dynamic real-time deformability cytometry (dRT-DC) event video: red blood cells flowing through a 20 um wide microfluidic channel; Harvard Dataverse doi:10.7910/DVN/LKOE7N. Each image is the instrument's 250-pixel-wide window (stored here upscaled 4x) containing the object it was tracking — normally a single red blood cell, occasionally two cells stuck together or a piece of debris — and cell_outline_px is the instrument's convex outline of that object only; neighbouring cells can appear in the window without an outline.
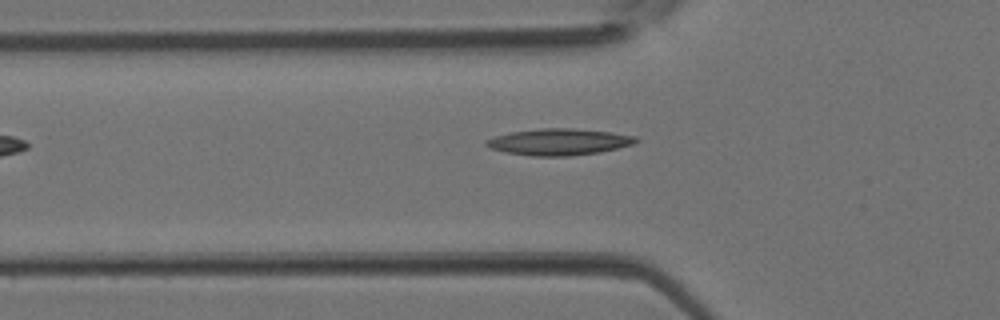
{"species": "Egyptian fruit bat (a non-hibernating species)", "species_latin": "Rousettus aegyptiacus", "temperature_condition": "room temperature", "stored_images_in_passage": 5, "segment_of_instrument_passage": [1, 2], "camera_frame_rate_fps": 3000, "um_per_image_px": 0.085, "animal": {"sex": "female"}, "frame": {"image": 1, "passage_image": 4, "time_ms": 1.0, "image_size_px": [1000, 320], "cell_outline_px": [[640, 140], [636, 144], [600, 152], [572, 156], [532, 156], [504, 152], [492, 148], [484, 144], [484, 140], [492, 136], [512, 132], [540, 128], [576, 128], [612, 132], [636, 136]], "centroid_in_image_um": [47.54, 12.06], "position_along_channel_um": 78.3, "area_um2": 23.47}}